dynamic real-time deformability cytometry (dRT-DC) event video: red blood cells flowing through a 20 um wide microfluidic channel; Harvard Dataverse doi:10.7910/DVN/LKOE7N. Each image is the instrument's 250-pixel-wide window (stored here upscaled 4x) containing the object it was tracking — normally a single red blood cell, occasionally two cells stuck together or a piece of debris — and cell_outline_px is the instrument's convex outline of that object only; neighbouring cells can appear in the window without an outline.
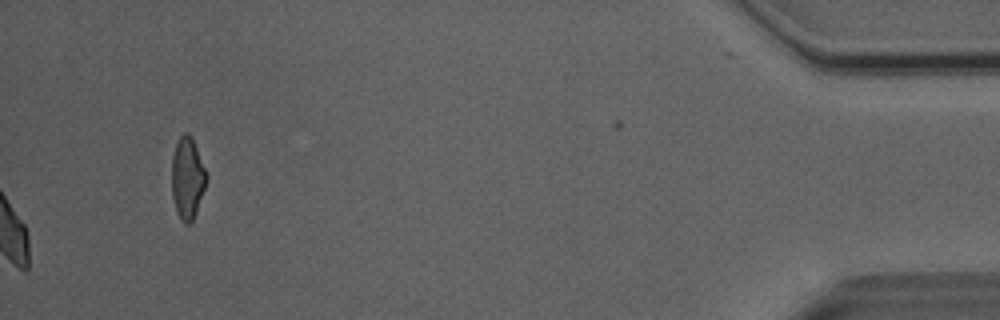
{"species": "Egyptian fruit bat (a non-hibernating species)", "species_latin": "Rousettus aegyptiacus", "temperature_condition": "room temperature", "stored_images_in_passage": 41, "camera_frame_rate_fps": 3000, "um_per_image_px": 0.085, "animal": {"sex": "male"}, "frame": {"image": 1, "passage_image": 41, "time_ms": 13.333, "image_size_px": [1000, 320], "cell_outline_px": [[208, 180], [196, 212], [192, 220], [188, 224], [184, 224], [180, 220], [176, 212], [172, 196], [172, 156], [176, 144], [180, 136], [184, 132], [188, 132], [192, 136], [208, 176]], "centroid_in_image_um": [15.93, 15.14], "position_along_channel_um": 419.3, "area_um2": 16.7}, "authors_computed_cell_mechanics": {"area_um2": 19.9988, "velocity_mm_per_s": 4.0341, "shape_relaxation_time_tau1_ms": 4.4445, "shape_relaxation_time_tau2_ms": 1.6967, "deformation_change_tau1": 0.1027, "deformation_change_tau2": 0.0603}}